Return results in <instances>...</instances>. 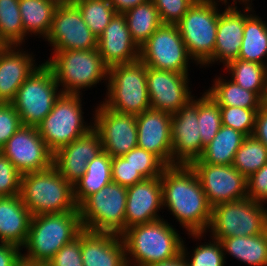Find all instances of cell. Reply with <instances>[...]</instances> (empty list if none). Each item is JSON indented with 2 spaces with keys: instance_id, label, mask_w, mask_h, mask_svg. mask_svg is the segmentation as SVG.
I'll return each instance as SVG.
<instances>
[{
  "instance_id": "11a10c76",
  "label": "cell",
  "mask_w": 267,
  "mask_h": 266,
  "mask_svg": "<svg viewBox=\"0 0 267 266\" xmlns=\"http://www.w3.org/2000/svg\"><path fill=\"white\" fill-rule=\"evenodd\" d=\"M63 2H69V3H75L77 1H83V0H61Z\"/></svg>"
},
{
  "instance_id": "bcb514c9",
  "label": "cell",
  "mask_w": 267,
  "mask_h": 266,
  "mask_svg": "<svg viewBox=\"0 0 267 266\" xmlns=\"http://www.w3.org/2000/svg\"><path fill=\"white\" fill-rule=\"evenodd\" d=\"M81 255V232L70 243L65 244L47 263V266H83Z\"/></svg>"
},
{
  "instance_id": "8d00e7d4",
  "label": "cell",
  "mask_w": 267,
  "mask_h": 266,
  "mask_svg": "<svg viewBox=\"0 0 267 266\" xmlns=\"http://www.w3.org/2000/svg\"><path fill=\"white\" fill-rule=\"evenodd\" d=\"M198 97V125L202 142V152L222 127L220 106L206 91Z\"/></svg>"
},
{
  "instance_id": "9a60e30c",
  "label": "cell",
  "mask_w": 267,
  "mask_h": 266,
  "mask_svg": "<svg viewBox=\"0 0 267 266\" xmlns=\"http://www.w3.org/2000/svg\"><path fill=\"white\" fill-rule=\"evenodd\" d=\"M190 79V73L165 71L146 66L151 109L170 114L176 113L194 97Z\"/></svg>"
},
{
  "instance_id": "ab89813d",
  "label": "cell",
  "mask_w": 267,
  "mask_h": 266,
  "mask_svg": "<svg viewBox=\"0 0 267 266\" xmlns=\"http://www.w3.org/2000/svg\"><path fill=\"white\" fill-rule=\"evenodd\" d=\"M222 125L252 136L255 129V117L260 108H241L220 106Z\"/></svg>"
},
{
  "instance_id": "1f68e13d",
  "label": "cell",
  "mask_w": 267,
  "mask_h": 266,
  "mask_svg": "<svg viewBox=\"0 0 267 266\" xmlns=\"http://www.w3.org/2000/svg\"><path fill=\"white\" fill-rule=\"evenodd\" d=\"M256 12L245 20L238 59L267 66V21Z\"/></svg>"
},
{
  "instance_id": "7a4b0ae2",
  "label": "cell",
  "mask_w": 267,
  "mask_h": 266,
  "mask_svg": "<svg viewBox=\"0 0 267 266\" xmlns=\"http://www.w3.org/2000/svg\"><path fill=\"white\" fill-rule=\"evenodd\" d=\"M166 218L139 224L122 234L127 266H147L177 257L182 251L180 231Z\"/></svg>"
},
{
  "instance_id": "2e32d148",
  "label": "cell",
  "mask_w": 267,
  "mask_h": 266,
  "mask_svg": "<svg viewBox=\"0 0 267 266\" xmlns=\"http://www.w3.org/2000/svg\"><path fill=\"white\" fill-rule=\"evenodd\" d=\"M210 206L248 197L247 178L233 165L191 163Z\"/></svg>"
},
{
  "instance_id": "60d3db41",
  "label": "cell",
  "mask_w": 267,
  "mask_h": 266,
  "mask_svg": "<svg viewBox=\"0 0 267 266\" xmlns=\"http://www.w3.org/2000/svg\"><path fill=\"white\" fill-rule=\"evenodd\" d=\"M123 157L145 178L159 177L166 165L153 153L136 146Z\"/></svg>"
},
{
  "instance_id": "603a6c76",
  "label": "cell",
  "mask_w": 267,
  "mask_h": 266,
  "mask_svg": "<svg viewBox=\"0 0 267 266\" xmlns=\"http://www.w3.org/2000/svg\"><path fill=\"white\" fill-rule=\"evenodd\" d=\"M161 210L163 211L160 176L127 187L125 230L163 218Z\"/></svg>"
},
{
  "instance_id": "6da1fadb",
  "label": "cell",
  "mask_w": 267,
  "mask_h": 266,
  "mask_svg": "<svg viewBox=\"0 0 267 266\" xmlns=\"http://www.w3.org/2000/svg\"><path fill=\"white\" fill-rule=\"evenodd\" d=\"M160 180L163 212H170L185 234L206 233L212 207L193 168L190 165L166 166Z\"/></svg>"
},
{
  "instance_id": "ffe728a7",
  "label": "cell",
  "mask_w": 267,
  "mask_h": 266,
  "mask_svg": "<svg viewBox=\"0 0 267 266\" xmlns=\"http://www.w3.org/2000/svg\"><path fill=\"white\" fill-rule=\"evenodd\" d=\"M24 45L0 47V102L11 103L19 87L41 64ZM37 61V62H36ZM39 63V64H38Z\"/></svg>"
},
{
  "instance_id": "3957f363",
  "label": "cell",
  "mask_w": 267,
  "mask_h": 266,
  "mask_svg": "<svg viewBox=\"0 0 267 266\" xmlns=\"http://www.w3.org/2000/svg\"><path fill=\"white\" fill-rule=\"evenodd\" d=\"M44 62L52 69L62 93L84 95L108 81V67L98 49L51 51ZM106 84V85H105Z\"/></svg>"
},
{
  "instance_id": "5b68a950",
  "label": "cell",
  "mask_w": 267,
  "mask_h": 266,
  "mask_svg": "<svg viewBox=\"0 0 267 266\" xmlns=\"http://www.w3.org/2000/svg\"><path fill=\"white\" fill-rule=\"evenodd\" d=\"M20 196L32 216L79 211L73 185L51 165L21 177Z\"/></svg>"
},
{
  "instance_id": "277c9868",
  "label": "cell",
  "mask_w": 267,
  "mask_h": 266,
  "mask_svg": "<svg viewBox=\"0 0 267 266\" xmlns=\"http://www.w3.org/2000/svg\"><path fill=\"white\" fill-rule=\"evenodd\" d=\"M83 230L79 211L32 216L22 255L46 264Z\"/></svg>"
},
{
  "instance_id": "ee69618b",
  "label": "cell",
  "mask_w": 267,
  "mask_h": 266,
  "mask_svg": "<svg viewBox=\"0 0 267 266\" xmlns=\"http://www.w3.org/2000/svg\"><path fill=\"white\" fill-rule=\"evenodd\" d=\"M112 182L124 187L133 186L145 178L123 156L112 158Z\"/></svg>"
},
{
  "instance_id": "7c38bea8",
  "label": "cell",
  "mask_w": 267,
  "mask_h": 266,
  "mask_svg": "<svg viewBox=\"0 0 267 266\" xmlns=\"http://www.w3.org/2000/svg\"><path fill=\"white\" fill-rule=\"evenodd\" d=\"M147 67L179 73L191 72L189 56L177 25L162 24L140 47V58Z\"/></svg>"
},
{
  "instance_id": "7bdbcfd3",
  "label": "cell",
  "mask_w": 267,
  "mask_h": 266,
  "mask_svg": "<svg viewBox=\"0 0 267 266\" xmlns=\"http://www.w3.org/2000/svg\"><path fill=\"white\" fill-rule=\"evenodd\" d=\"M162 24L176 25L196 0H152Z\"/></svg>"
},
{
  "instance_id": "836d02e7",
  "label": "cell",
  "mask_w": 267,
  "mask_h": 266,
  "mask_svg": "<svg viewBox=\"0 0 267 266\" xmlns=\"http://www.w3.org/2000/svg\"><path fill=\"white\" fill-rule=\"evenodd\" d=\"M223 73L242 88L256 92L263 100L267 90V66L236 59L223 67Z\"/></svg>"
},
{
  "instance_id": "7402d4cb",
  "label": "cell",
  "mask_w": 267,
  "mask_h": 266,
  "mask_svg": "<svg viewBox=\"0 0 267 266\" xmlns=\"http://www.w3.org/2000/svg\"><path fill=\"white\" fill-rule=\"evenodd\" d=\"M103 151L101 137L92 128L87 134L53 154L52 165L72 185L86 172L88 162Z\"/></svg>"
},
{
  "instance_id": "f907efd6",
  "label": "cell",
  "mask_w": 267,
  "mask_h": 266,
  "mask_svg": "<svg viewBox=\"0 0 267 266\" xmlns=\"http://www.w3.org/2000/svg\"><path fill=\"white\" fill-rule=\"evenodd\" d=\"M116 13H125L127 10L135 8L137 5L145 3L148 0H109Z\"/></svg>"
},
{
  "instance_id": "74e56055",
  "label": "cell",
  "mask_w": 267,
  "mask_h": 266,
  "mask_svg": "<svg viewBox=\"0 0 267 266\" xmlns=\"http://www.w3.org/2000/svg\"><path fill=\"white\" fill-rule=\"evenodd\" d=\"M267 163V148L253 135L247 136L235 153L233 166L246 178Z\"/></svg>"
},
{
  "instance_id": "484cf974",
  "label": "cell",
  "mask_w": 267,
  "mask_h": 266,
  "mask_svg": "<svg viewBox=\"0 0 267 266\" xmlns=\"http://www.w3.org/2000/svg\"><path fill=\"white\" fill-rule=\"evenodd\" d=\"M32 214L19 195L0 197V242L22 248L27 240Z\"/></svg>"
},
{
  "instance_id": "f546056e",
  "label": "cell",
  "mask_w": 267,
  "mask_h": 266,
  "mask_svg": "<svg viewBox=\"0 0 267 266\" xmlns=\"http://www.w3.org/2000/svg\"><path fill=\"white\" fill-rule=\"evenodd\" d=\"M111 168L112 157L105 151L88 162L86 172L73 185V195L77 206L88 196L112 182Z\"/></svg>"
},
{
  "instance_id": "9c48e42d",
  "label": "cell",
  "mask_w": 267,
  "mask_h": 266,
  "mask_svg": "<svg viewBox=\"0 0 267 266\" xmlns=\"http://www.w3.org/2000/svg\"><path fill=\"white\" fill-rule=\"evenodd\" d=\"M266 205L248 197L218 204L212 208L206 234L213 239H224L264 233L267 230Z\"/></svg>"
},
{
  "instance_id": "ac0fdd59",
  "label": "cell",
  "mask_w": 267,
  "mask_h": 266,
  "mask_svg": "<svg viewBox=\"0 0 267 266\" xmlns=\"http://www.w3.org/2000/svg\"><path fill=\"white\" fill-rule=\"evenodd\" d=\"M198 94L172 114V165H190L202 156L198 125Z\"/></svg>"
},
{
  "instance_id": "f1b7e54d",
  "label": "cell",
  "mask_w": 267,
  "mask_h": 266,
  "mask_svg": "<svg viewBox=\"0 0 267 266\" xmlns=\"http://www.w3.org/2000/svg\"><path fill=\"white\" fill-rule=\"evenodd\" d=\"M213 77L211 87L204 90L219 106L261 108L264 105V100L256 92L242 88L228 76L219 72Z\"/></svg>"
},
{
  "instance_id": "ba28073f",
  "label": "cell",
  "mask_w": 267,
  "mask_h": 266,
  "mask_svg": "<svg viewBox=\"0 0 267 266\" xmlns=\"http://www.w3.org/2000/svg\"><path fill=\"white\" fill-rule=\"evenodd\" d=\"M222 6L217 0H196L176 24L199 69L213 56Z\"/></svg>"
},
{
  "instance_id": "4fadbf2b",
  "label": "cell",
  "mask_w": 267,
  "mask_h": 266,
  "mask_svg": "<svg viewBox=\"0 0 267 266\" xmlns=\"http://www.w3.org/2000/svg\"><path fill=\"white\" fill-rule=\"evenodd\" d=\"M45 41L50 51L97 49V37L83 21L79 8L63 1L56 7Z\"/></svg>"
},
{
  "instance_id": "f5cc1de1",
  "label": "cell",
  "mask_w": 267,
  "mask_h": 266,
  "mask_svg": "<svg viewBox=\"0 0 267 266\" xmlns=\"http://www.w3.org/2000/svg\"><path fill=\"white\" fill-rule=\"evenodd\" d=\"M13 266H47V265L43 263H39L35 260H31L21 254Z\"/></svg>"
},
{
  "instance_id": "e0dca14e",
  "label": "cell",
  "mask_w": 267,
  "mask_h": 266,
  "mask_svg": "<svg viewBox=\"0 0 267 266\" xmlns=\"http://www.w3.org/2000/svg\"><path fill=\"white\" fill-rule=\"evenodd\" d=\"M0 152L22 175L41 171L52 165L53 154L48 150L37 127L22 125L0 149Z\"/></svg>"
},
{
  "instance_id": "8992f818",
  "label": "cell",
  "mask_w": 267,
  "mask_h": 266,
  "mask_svg": "<svg viewBox=\"0 0 267 266\" xmlns=\"http://www.w3.org/2000/svg\"><path fill=\"white\" fill-rule=\"evenodd\" d=\"M82 98L83 95L79 94L61 93L55 100L51 112L37 126L40 136L52 154L93 128L94 109L88 122L84 116L85 98Z\"/></svg>"
},
{
  "instance_id": "f6af8a7d",
  "label": "cell",
  "mask_w": 267,
  "mask_h": 266,
  "mask_svg": "<svg viewBox=\"0 0 267 266\" xmlns=\"http://www.w3.org/2000/svg\"><path fill=\"white\" fill-rule=\"evenodd\" d=\"M21 126L20 116L12 103L0 102V149Z\"/></svg>"
},
{
  "instance_id": "681fc988",
  "label": "cell",
  "mask_w": 267,
  "mask_h": 266,
  "mask_svg": "<svg viewBox=\"0 0 267 266\" xmlns=\"http://www.w3.org/2000/svg\"><path fill=\"white\" fill-rule=\"evenodd\" d=\"M21 254L20 247L0 242V266H13Z\"/></svg>"
},
{
  "instance_id": "d590c367",
  "label": "cell",
  "mask_w": 267,
  "mask_h": 266,
  "mask_svg": "<svg viewBox=\"0 0 267 266\" xmlns=\"http://www.w3.org/2000/svg\"><path fill=\"white\" fill-rule=\"evenodd\" d=\"M29 39L23 30L19 0H0L1 46L24 45Z\"/></svg>"
},
{
  "instance_id": "c3c4849f",
  "label": "cell",
  "mask_w": 267,
  "mask_h": 266,
  "mask_svg": "<svg viewBox=\"0 0 267 266\" xmlns=\"http://www.w3.org/2000/svg\"><path fill=\"white\" fill-rule=\"evenodd\" d=\"M253 136L267 148V107L265 105L256 113Z\"/></svg>"
},
{
  "instance_id": "7dc6e473",
  "label": "cell",
  "mask_w": 267,
  "mask_h": 266,
  "mask_svg": "<svg viewBox=\"0 0 267 266\" xmlns=\"http://www.w3.org/2000/svg\"><path fill=\"white\" fill-rule=\"evenodd\" d=\"M248 198L267 204V163L247 178Z\"/></svg>"
},
{
  "instance_id": "d4e9b609",
  "label": "cell",
  "mask_w": 267,
  "mask_h": 266,
  "mask_svg": "<svg viewBox=\"0 0 267 266\" xmlns=\"http://www.w3.org/2000/svg\"><path fill=\"white\" fill-rule=\"evenodd\" d=\"M83 266H127L122 236L110 232L81 231Z\"/></svg>"
},
{
  "instance_id": "8fae6325",
  "label": "cell",
  "mask_w": 267,
  "mask_h": 266,
  "mask_svg": "<svg viewBox=\"0 0 267 266\" xmlns=\"http://www.w3.org/2000/svg\"><path fill=\"white\" fill-rule=\"evenodd\" d=\"M127 187L110 182L79 206L83 229L121 235L125 231Z\"/></svg>"
},
{
  "instance_id": "b9f144b4",
  "label": "cell",
  "mask_w": 267,
  "mask_h": 266,
  "mask_svg": "<svg viewBox=\"0 0 267 266\" xmlns=\"http://www.w3.org/2000/svg\"><path fill=\"white\" fill-rule=\"evenodd\" d=\"M22 174L0 152V197L19 195Z\"/></svg>"
},
{
  "instance_id": "db71d44e",
  "label": "cell",
  "mask_w": 267,
  "mask_h": 266,
  "mask_svg": "<svg viewBox=\"0 0 267 266\" xmlns=\"http://www.w3.org/2000/svg\"><path fill=\"white\" fill-rule=\"evenodd\" d=\"M219 3H221L222 5L225 6H238V5H242V6H255L253 5V1L255 0H217ZM230 1V2H229ZM238 3V5H237Z\"/></svg>"
},
{
  "instance_id": "d6986e66",
  "label": "cell",
  "mask_w": 267,
  "mask_h": 266,
  "mask_svg": "<svg viewBox=\"0 0 267 266\" xmlns=\"http://www.w3.org/2000/svg\"><path fill=\"white\" fill-rule=\"evenodd\" d=\"M224 6L219 14L213 56L201 67L215 64L225 67L238 59L243 39L245 20L255 12L254 6ZM219 63V64H218ZM221 63V64H220Z\"/></svg>"
},
{
  "instance_id": "52a82bcc",
  "label": "cell",
  "mask_w": 267,
  "mask_h": 266,
  "mask_svg": "<svg viewBox=\"0 0 267 266\" xmlns=\"http://www.w3.org/2000/svg\"><path fill=\"white\" fill-rule=\"evenodd\" d=\"M106 88L101 102L111 110L137 116L151 109L146 65L140 59L108 68Z\"/></svg>"
},
{
  "instance_id": "e575fe53",
  "label": "cell",
  "mask_w": 267,
  "mask_h": 266,
  "mask_svg": "<svg viewBox=\"0 0 267 266\" xmlns=\"http://www.w3.org/2000/svg\"><path fill=\"white\" fill-rule=\"evenodd\" d=\"M133 41L140 48L162 25L159 12L152 0L123 13Z\"/></svg>"
},
{
  "instance_id": "d6a6232c",
  "label": "cell",
  "mask_w": 267,
  "mask_h": 266,
  "mask_svg": "<svg viewBox=\"0 0 267 266\" xmlns=\"http://www.w3.org/2000/svg\"><path fill=\"white\" fill-rule=\"evenodd\" d=\"M187 236L189 239H194L193 242L198 241L196 246L190 250L187 247L189 244H186L187 241L183 239L181 253L187 266H226L227 262L219 240L213 239L209 235H207L209 239L206 240V233H187ZM202 239L203 242H201Z\"/></svg>"
},
{
  "instance_id": "816d5d0a",
  "label": "cell",
  "mask_w": 267,
  "mask_h": 266,
  "mask_svg": "<svg viewBox=\"0 0 267 266\" xmlns=\"http://www.w3.org/2000/svg\"><path fill=\"white\" fill-rule=\"evenodd\" d=\"M147 266H187L185 258L182 253H180L177 257L167 260L161 261L158 263H153Z\"/></svg>"
},
{
  "instance_id": "9f6ffc18",
  "label": "cell",
  "mask_w": 267,
  "mask_h": 266,
  "mask_svg": "<svg viewBox=\"0 0 267 266\" xmlns=\"http://www.w3.org/2000/svg\"><path fill=\"white\" fill-rule=\"evenodd\" d=\"M264 105L267 107V90H266V95H265V98H264Z\"/></svg>"
},
{
  "instance_id": "44dd1931",
  "label": "cell",
  "mask_w": 267,
  "mask_h": 266,
  "mask_svg": "<svg viewBox=\"0 0 267 266\" xmlns=\"http://www.w3.org/2000/svg\"><path fill=\"white\" fill-rule=\"evenodd\" d=\"M172 114L153 109L136 116L137 146L156 155L166 166L172 165Z\"/></svg>"
},
{
  "instance_id": "5bb4252c",
  "label": "cell",
  "mask_w": 267,
  "mask_h": 266,
  "mask_svg": "<svg viewBox=\"0 0 267 266\" xmlns=\"http://www.w3.org/2000/svg\"><path fill=\"white\" fill-rule=\"evenodd\" d=\"M93 107V128L101 137L103 151L113 158L123 156L137 146L136 115L116 112L101 101Z\"/></svg>"
},
{
  "instance_id": "cb8c5ba5",
  "label": "cell",
  "mask_w": 267,
  "mask_h": 266,
  "mask_svg": "<svg viewBox=\"0 0 267 266\" xmlns=\"http://www.w3.org/2000/svg\"><path fill=\"white\" fill-rule=\"evenodd\" d=\"M97 49L108 68L139 60L140 48L131 37L124 14L114 15L97 38Z\"/></svg>"
},
{
  "instance_id": "4316f807",
  "label": "cell",
  "mask_w": 267,
  "mask_h": 266,
  "mask_svg": "<svg viewBox=\"0 0 267 266\" xmlns=\"http://www.w3.org/2000/svg\"><path fill=\"white\" fill-rule=\"evenodd\" d=\"M216 240H219L222 245L226 261L230 255L241 264L267 266V230L259 235Z\"/></svg>"
},
{
  "instance_id": "83f0119b",
  "label": "cell",
  "mask_w": 267,
  "mask_h": 266,
  "mask_svg": "<svg viewBox=\"0 0 267 266\" xmlns=\"http://www.w3.org/2000/svg\"><path fill=\"white\" fill-rule=\"evenodd\" d=\"M61 0H19L24 34L45 40L49 34L54 12ZM38 36V37H37Z\"/></svg>"
},
{
  "instance_id": "4dcf8cb0",
  "label": "cell",
  "mask_w": 267,
  "mask_h": 266,
  "mask_svg": "<svg viewBox=\"0 0 267 266\" xmlns=\"http://www.w3.org/2000/svg\"><path fill=\"white\" fill-rule=\"evenodd\" d=\"M247 136L231 127L222 125L214 139L204 147L202 156L193 163L232 165L235 153Z\"/></svg>"
},
{
  "instance_id": "30bf717a",
  "label": "cell",
  "mask_w": 267,
  "mask_h": 266,
  "mask_svg": "<svg viewBox=\"0 0 267 266\" xmlns=\"http://www.w3.org/2000/svg\"><path fill=\"white\" fill-rule=\"evenodd\" d=\"M61 93L52 69L43 61L19 87L11 103L23 126L37 127Z\"/></svg>"
},
{
  "instance_id": "f35d334b",
  "label": "cell",
  "mask_w": 267,
  "mask_h": 266,
  "mask_svg": "<svg viewBox=\"0 0 267 266\" xmlns=\"http://www.w3.org/2000/svg\"><path fill=\"white\" fill-rule=\"evenodd\" d=\"M74 4L79 8L83 21L97 38L116 14L109 0H83Z\"/></svg>"
}]
</instances>
